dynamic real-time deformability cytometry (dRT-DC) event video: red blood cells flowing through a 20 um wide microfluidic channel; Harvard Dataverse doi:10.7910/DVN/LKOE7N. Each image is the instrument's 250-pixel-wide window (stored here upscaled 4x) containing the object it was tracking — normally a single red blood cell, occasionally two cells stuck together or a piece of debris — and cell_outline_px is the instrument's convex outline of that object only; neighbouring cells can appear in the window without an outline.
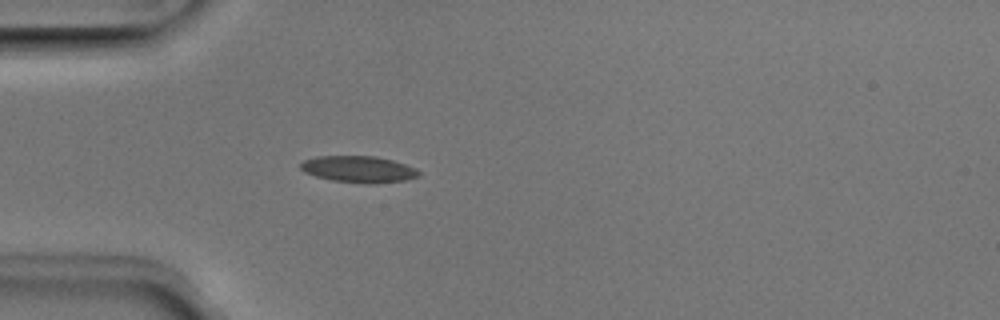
{"species": "Egyptian fruit bat (a non-hibernating species)", "species_latin": "Rousettus aegyptiacus", "temperature_condition": "room temperature", "stored_images_in_passage": 42, "camera_frame_rate_fps": 3000, "um_per_image_px": 0.085, "animal": {"sex": "male"}, "frame": {"image": 1, "passage_image": 6, "time_ms": 1.667, "image_size_px": [1000, 320], "cell_outline_px": [[420, 176], [404, 180], [376, 184], [368, 184], [332, 180], [316, 176], [304, 172], [300, 168], [300, 164], [304, 160], [316, 156], [376, 156], [392, 160], [416, 168], [420, 172]], "centroid_in_image_um": [30.49, 14.38], "position_along_channel_um": 54.5, "area_um2": 18.32}}
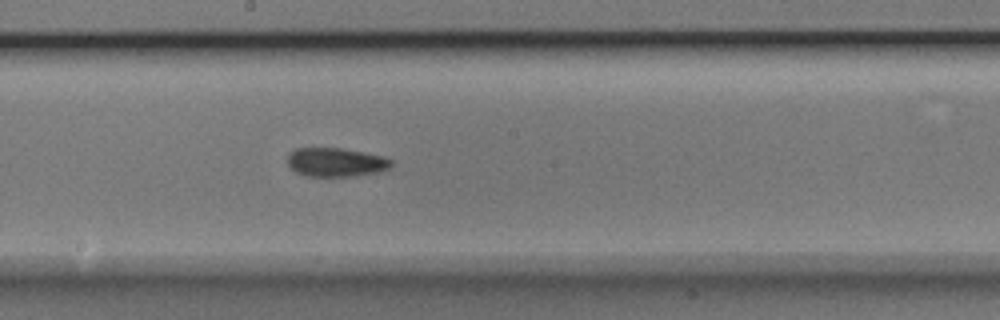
{"frame": {"image": 2, "passage_image": 19, "time_ms": 6.0, "image_size_px": [1000, 320], "cell_outline_px": [[392, 164], [388, 168], [380, 172], [352, 176], [304, 176], [296, 172], [288, 164], [288, 152], [296, 148], [340, 148], [364, 152], [384, 156], [392, 160]], "centroid_in_image_um": [28.54, 13.78], "position_along_channel_um": 219.7, "area_um2": 17.51}}
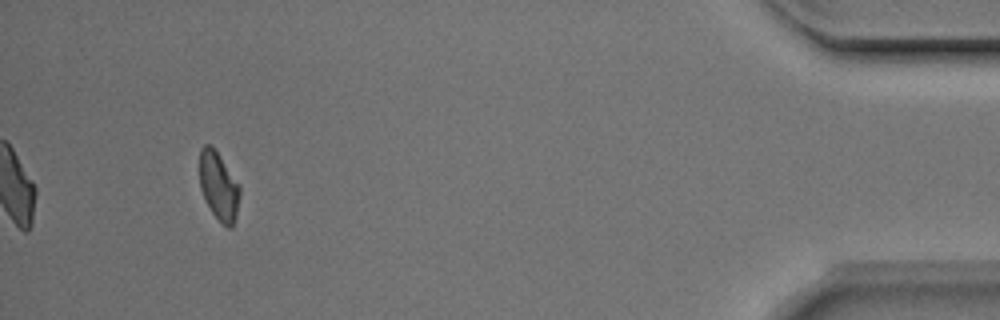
{"frame": {"image": 3, "passage_image": 39, "time_ms": 12.667, "image_size_px": [1000, 320], "cell_outline_px": [[240, 192], [236, 216], [232, 228], [228, 228], [212, 212], [200, 188], [200, 148], [204, 144], [212, 144], [240, 184]], "centroid_in_image_um": [18.6, 15.77], "position_along_channel_um": 416.6, "area_um2": 15.95}, "authors_computed_cell_mechanics": {"area_um2": 17.34, "velocity_mm_per_s": 3.9774, "shape_relaxation_time_tau1_ms": 6.3753, "shape_relaxation_time_tau2_ms": 5.1518, "deformation_change_tau1": 0.1446, "deformation_change_tau2": 0.1123}}